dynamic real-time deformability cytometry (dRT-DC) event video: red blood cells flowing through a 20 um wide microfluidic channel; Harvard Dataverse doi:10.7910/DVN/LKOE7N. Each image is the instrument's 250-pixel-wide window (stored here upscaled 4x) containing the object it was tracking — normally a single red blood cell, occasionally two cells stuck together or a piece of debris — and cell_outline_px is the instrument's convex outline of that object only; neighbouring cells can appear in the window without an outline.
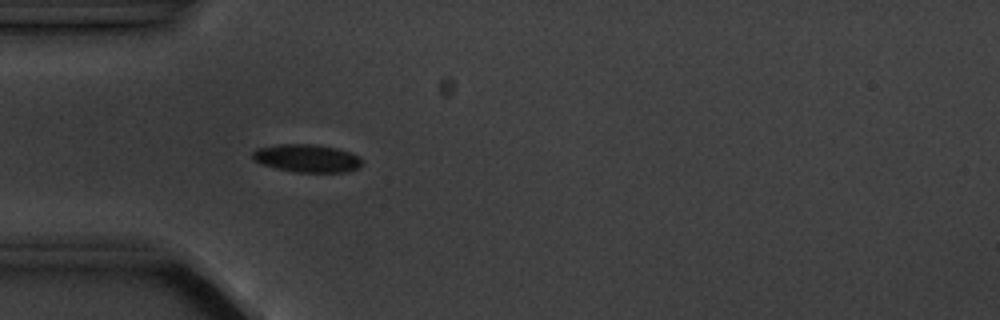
{"species": "common noctule bat (a hibernating species)", "species_latin": "Nyctalus noctula", "temperature_condition": "cold", "stored_images_in_passage": 6, "segment_of_instrument_passage": [1, 2], "camera_frame_rate_fps": 3000, "um_per_image_px": 0.085, "animal": {"sex": "male", "body_mass_g": 20.1, "forearm_length_mm": 53.5}, "frame": {"image": 1, "passage_image": 5, "time_ms": 4.333, "image_size_px": [1000, 320], "cell_outline_px": [[364, 160], [360, 168], [344, 172], [296, 172], [276, 168], [252, 160], [252, 152], [256, 148], [276, 144], [316, 144], [336, 148], [352, 152], [360, 156]], "centroid_in_image_um": [26.13, 13.44], "position_along_channel_um": 58.9, "area_um2": 18.09}}